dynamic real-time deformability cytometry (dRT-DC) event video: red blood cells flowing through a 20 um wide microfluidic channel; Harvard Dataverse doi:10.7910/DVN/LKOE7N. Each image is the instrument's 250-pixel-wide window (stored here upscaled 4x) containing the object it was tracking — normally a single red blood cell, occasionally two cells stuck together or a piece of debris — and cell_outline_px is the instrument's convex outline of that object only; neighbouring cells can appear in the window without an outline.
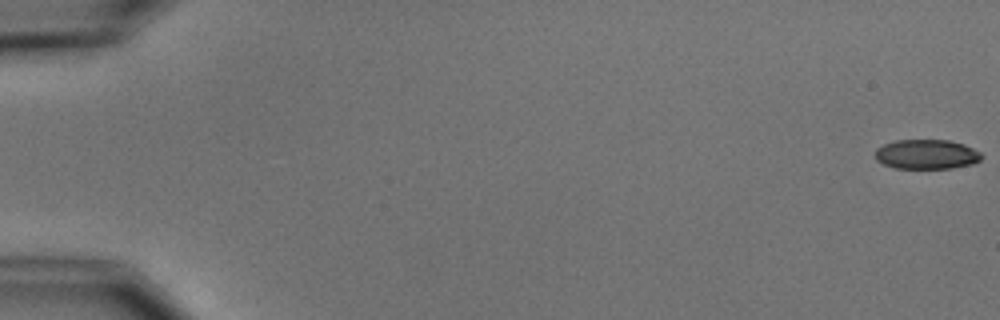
{"species": "common noctule bat (a hibernating species)", "species_latin": "Nyctalus noctula", "temperature_condition": "cold", "stored_images_in_passage": 5, "camera_frame_rate_fps": 3000, "um_per_image_px": 0.085, "animal": {"sex": "male", "body_mass_g": 15.6}, "frame": {"image": 1, "passage_image": 1, "time_ms": 0.0, "image_size_px": [1000, 320], "cell_outline_px": [[984, 156], [980, 160], [972, 164], [952, 168], [896, 168], [884, 164], [876, 160], [876, 148], [884, 144], [896, 140], [948, 140], [964, 144], [980, 152]], "centroid_in_image_um": [78.77, 13.11], "position_along_channel_um": 6.2, "area_um2": 18.32}}
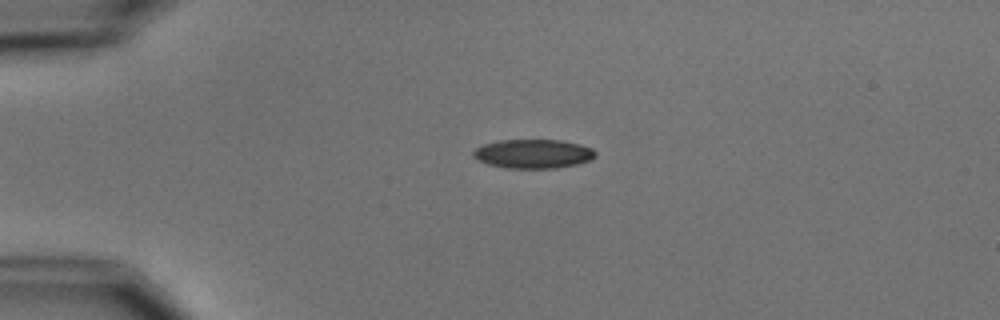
{"frame": {"image": 2, "passage_image": 5, "time_ms": 4.333, "image_size_px": [1000, 320], "cell_outline_px": [[596, 156], [592, 160], [576, 164], [556, 168], [504, 168], [488, 164], [472, 156], [472, 152], [476, 148], [484, 144], [500, 140], [564, 140], [580, 144], [592, 148], [596, 152]], "centroid_in_image_um": [45.35, 13.07], "position_along_channel_um": 39.7, "area_um2": 20.75}}